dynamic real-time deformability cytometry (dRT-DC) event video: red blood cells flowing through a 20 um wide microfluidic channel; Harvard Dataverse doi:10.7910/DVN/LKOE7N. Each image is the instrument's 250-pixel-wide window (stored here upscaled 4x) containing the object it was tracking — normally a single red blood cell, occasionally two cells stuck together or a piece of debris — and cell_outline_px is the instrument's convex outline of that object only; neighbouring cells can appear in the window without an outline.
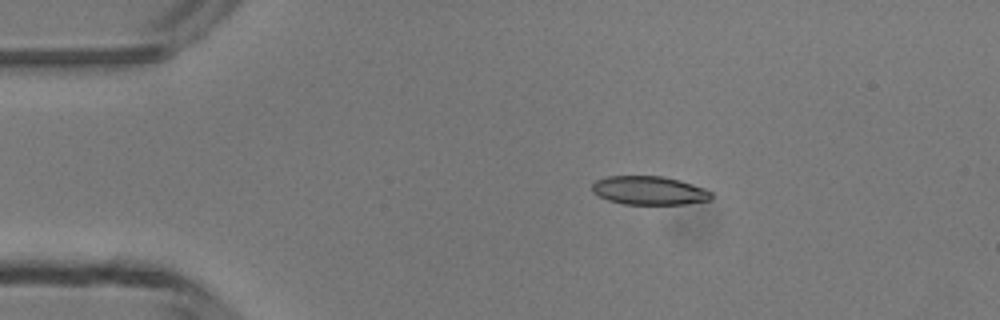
{"species": "common noctule bat (a hibernating species)", "species_latin": "Nyctalus noctula", "temperature_condition": "room temperature", "stored_images_in_passage": 3, "camera_frame_rate_fps": 3000, "um_per_image_px": 0.085, "animal": {"sex": "male", "body_mass_g": 13.3}, "frame": {"image": 1, "passage_image": 1, "time_ms": 0.0, "image_size_px": [1000, 320], "cell_outline_px": [[712, 200], [684, 204], [624, 204], [608, 200], [592, 192], [592, 184], [596, 180], [604, 176], [664, 176], [680, 180], [704, 188], [712, 192]], "centroid_in_image_um": [55.19, 16.19], "position_along_channel_um": 29.8, "area_um2": 20.0}}
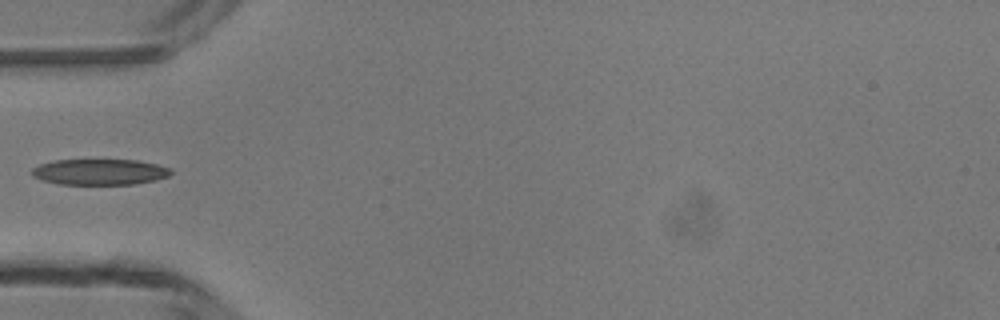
{"frame": {"image": 2, "passage_image": 3, "time_ms": 2.333, "image_size_px": [1000, 320], "cell_outline_px": [[172, 172], [168, 176], [156, 180], [136, 184], [60, 184], [40, 180], [32, 176], [32, 168], [40, 164], [52, 160], [136, 160], [156, 164], [172, 168]], "centroid_in_image_um": [8.47, 14.61], "position_along_channel_um": 76.5, "area_um2": 21.04}}